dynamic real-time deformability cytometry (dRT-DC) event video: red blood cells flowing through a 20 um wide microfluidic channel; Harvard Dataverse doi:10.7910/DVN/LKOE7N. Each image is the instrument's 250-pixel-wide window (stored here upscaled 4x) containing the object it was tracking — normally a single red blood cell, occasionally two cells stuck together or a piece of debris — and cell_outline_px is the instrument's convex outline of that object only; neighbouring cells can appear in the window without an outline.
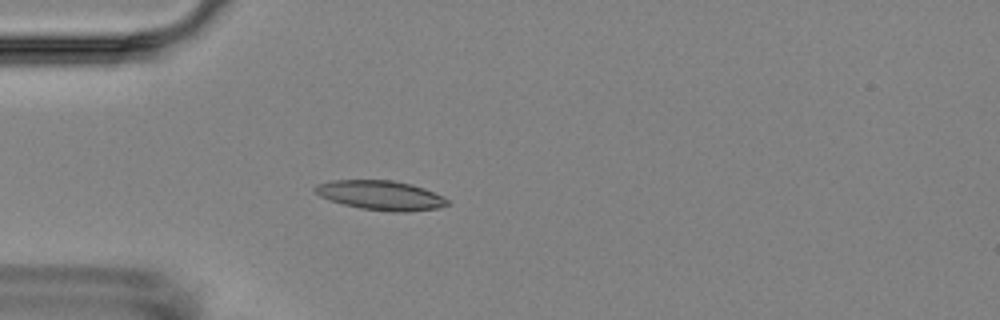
{"species": "Egyptian fruit bat (a non-hibernating species)", "species_latin": "Rousettus aegyptiacus", "temperature_condition": "room temperature", "stored_images_in_passage": 3, "camera_frame_rate_fps": 3000, "um_per_image_px": 0.085, "animal": {"sex": "female"}, "frame": {"image": 1, "passage_image": 3, "time_ms": 2.333, "image_size_px": [1000, 320], "cell_outline_px": [[452, 204], [436, 208], [404, 212], [392, 212], [360, 208], [344, 204], [320, 196], [312, 188], [316, 184], [332, 180], [392, 180], [412, 184], [424, 188], [444, 196]], "centroid_in_image_um": [32.39, 16.59], "position_along_channel_um": 52.6, "area_um2": 22.72}}